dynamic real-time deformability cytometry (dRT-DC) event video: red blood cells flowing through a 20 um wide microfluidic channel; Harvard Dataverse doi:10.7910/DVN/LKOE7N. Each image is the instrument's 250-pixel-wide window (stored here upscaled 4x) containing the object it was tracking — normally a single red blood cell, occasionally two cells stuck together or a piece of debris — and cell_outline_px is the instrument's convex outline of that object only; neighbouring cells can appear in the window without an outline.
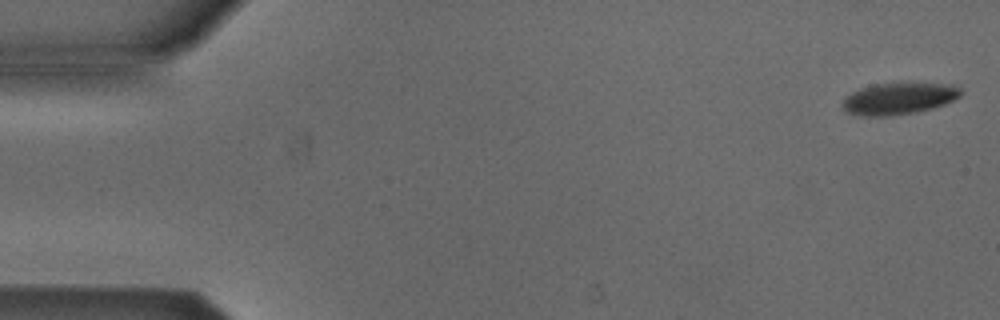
{"species": "Egyptian fruit bat (a non-hibernating species)", "species_latin": "Rousettus aegyptiacus", "temperature_condition": "cold", "stored_images_in_passage": 6, "segment_of_instrument_passage": [1, 2], "camera_frame_rate_fps": 3000, "um_per_image_px": 0.085, "animal": {"sex": "male"}, "frame": {"image": 1, "passage_image": 1, "time_ms": 0.0, "image_size_px": [1000, 320], "cell_outline_px": [[964, 92], [960, 96], [944, 104], [932, 108], [916, 112], [892, 116], [860, 116], [848, 112], [840, 104], [844, 96], [860, 88], [876, 84], [952, 84], [960, 88]], "centroid_in_image_um": [76.36, 8.39], "position_along_channel_um": 8.6, "area_um2": 21.73}}
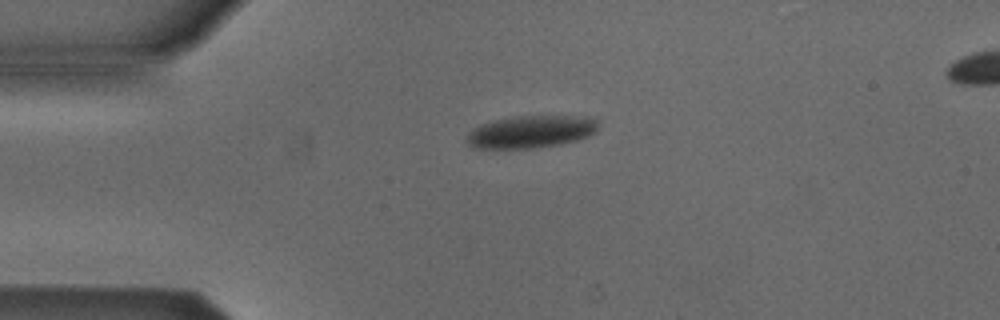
{"frame": {"image": 2, "passage_image": 4, "time_ms": 1.0, "image_size_px": [1000, 320], "cell_outline_px": [[596, 128], [588, 136], [576, 140], [560, 144], [532, 148], [472, 148], [468, 144], [468, 136], [476, 128], [484, 124], [496, 120], [520, 116], [572, 116], [596, 120]], "centroid_in_image_um": [45.11, 11.21], "position_along_channel_um": 39.9, "area_um2": 23.93}}